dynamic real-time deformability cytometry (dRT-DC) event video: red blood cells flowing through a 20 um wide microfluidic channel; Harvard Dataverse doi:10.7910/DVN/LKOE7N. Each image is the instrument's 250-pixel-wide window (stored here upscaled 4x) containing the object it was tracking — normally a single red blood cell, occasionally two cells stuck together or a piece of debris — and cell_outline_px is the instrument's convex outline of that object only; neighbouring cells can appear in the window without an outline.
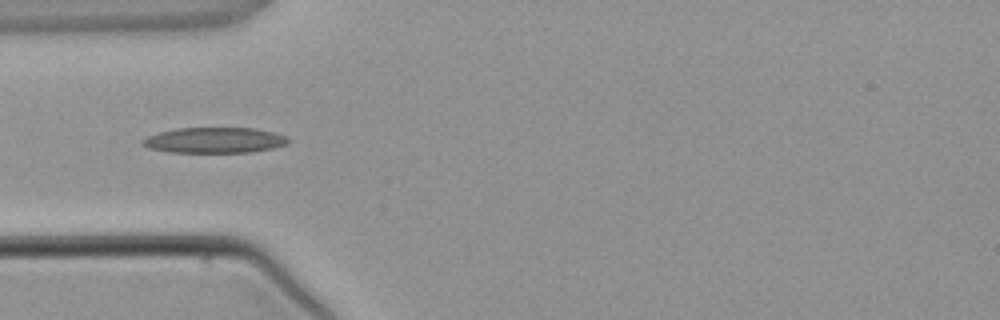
{"species": "common noctule bat (a hibernating species)", "species_latin": "Nyctalus noctula", "temperature_condition": "warm", "stored_images_in_passage": 2, "camera_frame_rate_fps": 3000, "um_per_image_px": 0.085, "animal": {"sex": "male", "body_mass_g": 21.5, "forearm_length_mm": 52.0}, "frame": {"image": 1, "passage_image": 2, "time_ms": 1.333, "image_size_px": [1000, 320], "cell_outline_px": [[292, 140], [288, 144], [272, 148], [252, 152], [168, 152], [148, 148], [140, 144], [140, 140], [148, 136], [160, 132], [176, 128], [252, 128], [272, 132], [288, 136]], "centroid_in_image_um": [18.23, 11.92], "position_along_channel_um": 66.8, "area_um2": 21.85}}